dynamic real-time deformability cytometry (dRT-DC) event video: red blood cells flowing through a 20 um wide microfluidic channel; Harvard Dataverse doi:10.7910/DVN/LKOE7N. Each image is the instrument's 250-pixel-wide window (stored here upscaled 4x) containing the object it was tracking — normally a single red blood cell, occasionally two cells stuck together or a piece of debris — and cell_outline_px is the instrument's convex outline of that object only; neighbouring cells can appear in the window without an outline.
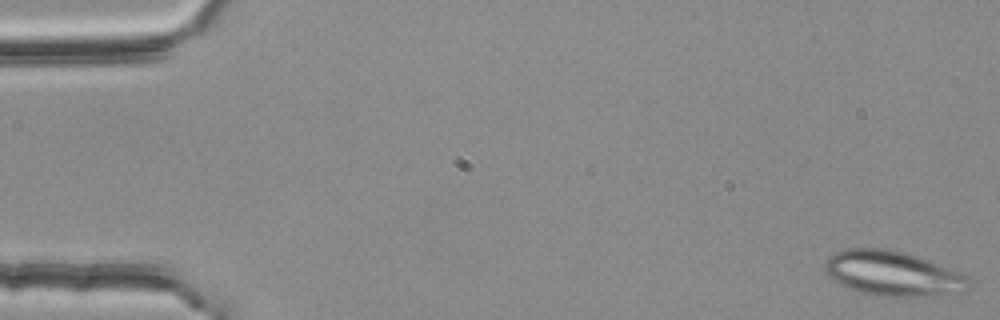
{"species": "common noctule bat (a hibernating species)", "species_latin": "Nyctalus noctula", "temperature_condition": "room temperature", "stored_images_in_passage": 52, "camera_frame_rate_fps": 3000, "um_per_image_px": 0.085, "animal": {"sex": "female", "body_mass_g": 25.1}, "frame": {"image": 1, "passage_image": 1, "time_ms": 0.0, "image_size_px": [1000, 320], "cell_outline_px": [[972, 288], [964, 292], [916, 296], [876, 296], [860, 292], [848, 288], [832, 280], [828, 276], [824, 268], [824, 264], [828, 256], [844, 248], [884, 248], [916, 256], [964, 276], [968, 280]], "centroid_in_image_um": [75.79, 23.25], "position_along_channel_um": 9.2, "area_um2": 37.05}}
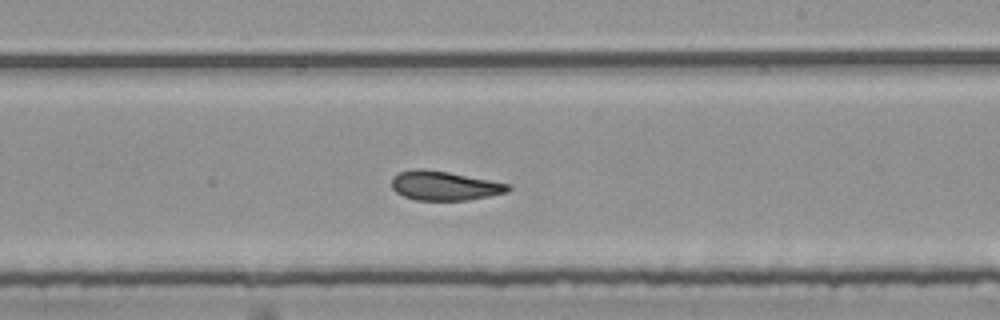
{"frame": {"image": 2, "passage_image": 32, "time_ms": 10.333, "image_size_px": [1000, 320], "cell_outline_px": [[512, 188], [508, 192], [468, 200], [416, 200], [404, 196], [396, 192], [392, 188], [392, 176], [400, 172], [412, 168], [424, 168], [448, 172], [512, 184]], "centroid_in_image_um": [37.78, 15.77], "position_along_channel_um": 251.2, "area_um2": 20.0}}
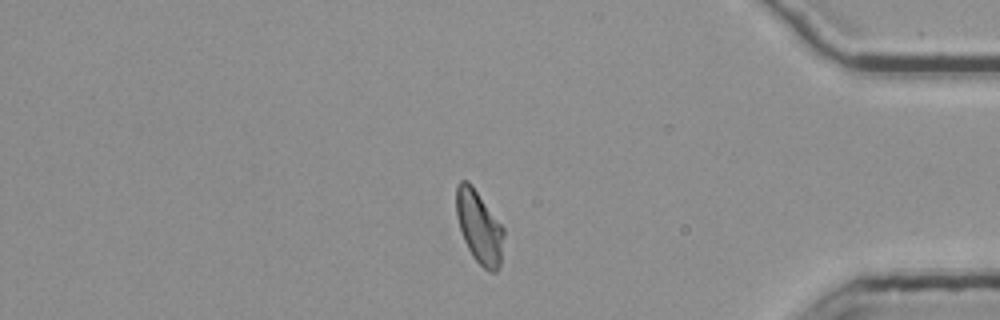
{"frame": {"image": 3, "passage_image": 46, "time_ms": 15.0, "image_size_px": [1000, 320], "cell_outline_px": [[504, 236], [500, 264], [496, 272], [488, 272], [472, 256], [464, 240], [456, 216], [456, 188], [460, 180], [468, 180], [472, 184], [504, 228]], "centroid_in_image_um": [40.73, 19.28], "position_along_channel_um": 394.5, "area_um2": 20.11}, "authors_computed_cell_mechanics": {"area_um2": 21.0103, "velocity_mm_per_s": 3.7575, "shape_relaxation_time_tau1_ms": null, "shape_relaxation_time_tau2_ms": 1.2534, "deformation_change_tau1": null, "deformation_change_tau2": 0.0808}}